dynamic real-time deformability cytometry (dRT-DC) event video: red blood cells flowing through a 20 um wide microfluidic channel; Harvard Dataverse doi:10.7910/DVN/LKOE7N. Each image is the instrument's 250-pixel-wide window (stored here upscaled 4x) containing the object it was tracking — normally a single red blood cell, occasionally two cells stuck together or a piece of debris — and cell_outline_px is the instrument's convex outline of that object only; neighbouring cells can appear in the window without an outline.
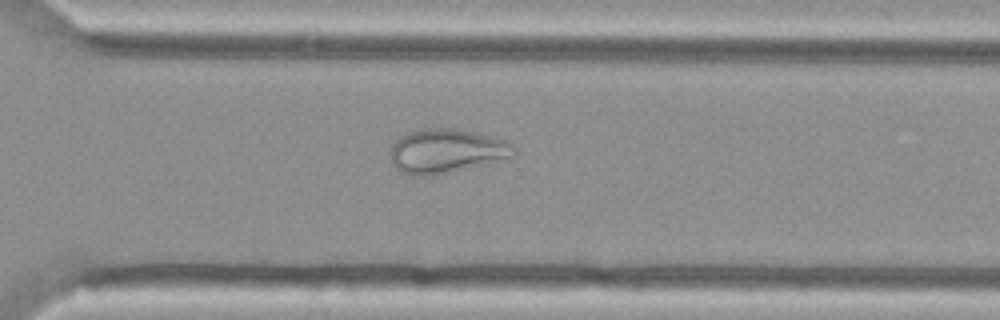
{"species": "Egyptian fruit bat (a non-hibernating species)", "species_latin": "Rousettus aegyptiacus", "temperature_condition": "cold", "stored_images_in_passage": 54, "camera_frame_rate_fps": 3000, "um_per_image_px": 0.085, "animal": {"sex": "female"}, "frame": {"image": 1, "passage_image": 38, "time_ms": 12.333, "image_size_px": [1000, 320], "cell_outline_px": [[516, 156], [508, 160], [432, 176], [412, 176], [400, 172], [388, 160], [388, 156], [392, 144], [400, 136], [408, 132], [424, 128], [456, 128], [476, 132], [504, 140], [512, 144], [516, 148]], "centroid_in_image_um": [37.95, 12.86], "position_along_channel_um": 332.7, "area_um2": 32.77}}
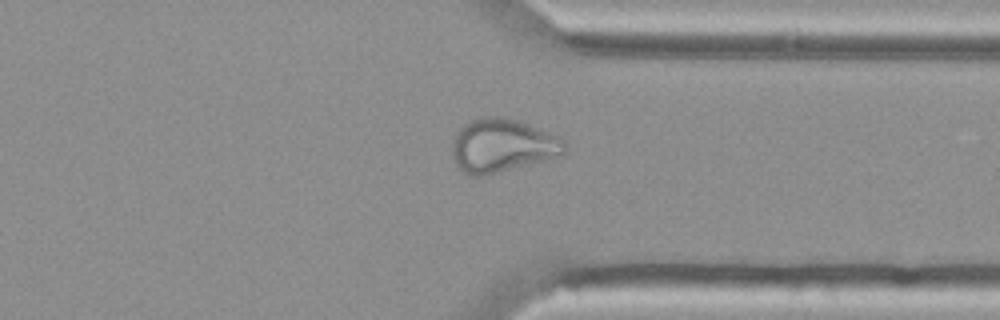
{"frame": {"image": 2, "passage_image": 41, "time_ms": 13.333, "image_size_px": [1000, 320], "cell_outline_px": [[568, 152], [548, 160], [480, 176], [472, 176], [460, 172], [452, 156], [452, 140], [456, 132], [468, 120], [480, 116], [508, 116], [520, 120], [556, 136], [564, 140], [568, 148]], "centroid_in_image_um": [42.67, 12.35], "position_along_channel_um": 368.7, "area_um2": 35.6}}
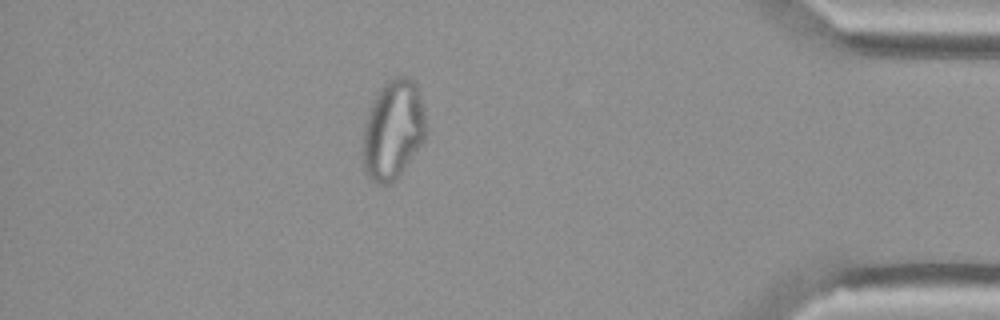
{"frame": {"image": 3, "passage_image": 47, "time_ms": 15.333, "image_size_px": [1000, 320], "cell_outline_px": [[424, 140], [400, 176], [388, 184], [376, 184], [364, 172], [364, 124], [372, 104], [380, 88], [388, 80], [396, 76], [408, 76], [416, 84], [424, 108]], "centroid_in_image_um": [33.42, 11.04], "position_along_channel_um": 401.8, "area_um2": 36.13}}